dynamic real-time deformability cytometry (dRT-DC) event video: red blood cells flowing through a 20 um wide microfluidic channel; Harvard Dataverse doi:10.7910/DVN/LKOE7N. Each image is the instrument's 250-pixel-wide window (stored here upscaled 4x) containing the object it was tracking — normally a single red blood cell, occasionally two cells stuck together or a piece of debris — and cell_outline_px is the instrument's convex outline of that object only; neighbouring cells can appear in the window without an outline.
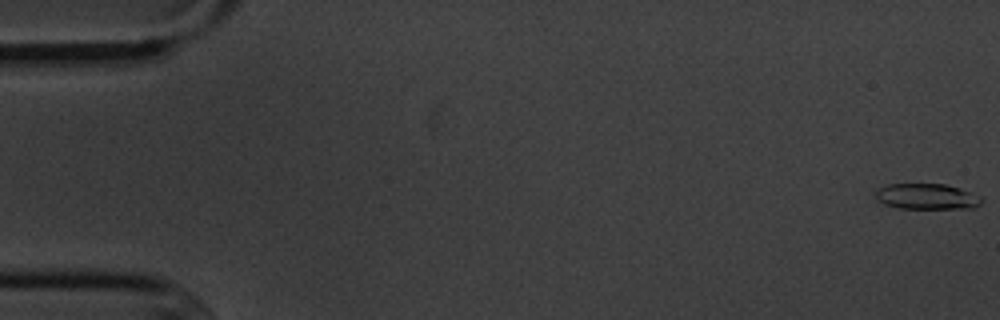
{"species": "common noctule bat (a hibernating species)", "species_latin": "Nyctalus noctula", "temperature_condition": "cold", "stored_images_in_passage": 8, "camera_frame_rate_fps": 3000, "um_per_image_px": 0.085, "animal": {"sex": "male", "body_mass_g": 20.1, "forearm_length_mm": 53.5}, "frame": {"image": 1, "passage_image": 1, "time_ms": 0.0, "image_size_px": [1000, 320], "cell_outline_px": [[984, 200], [980, 204], [972, 208], [900, 208], [884, 204], [876, 200], [876, 188], [888, 184], [944, 184], [960, 188], [980, 196]], "centroid_in_image_um": [78.76, 16.7], "position_along_channel_um": 6.2, "area_um2": 15.9}}
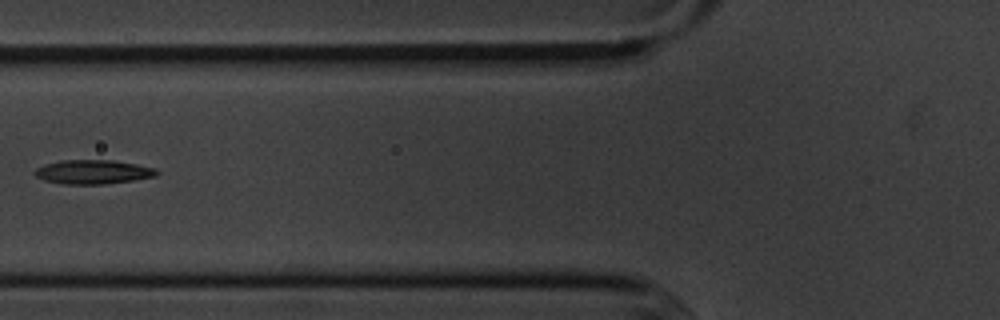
{"frame": {"image": 2, "passage_image": 7, "time_ms": 7.0, "image_size_px": [1000, 320], "cell_outline_px": [[160, 172], [156, 176], [132, 180], [104, 184], [64, 184], [44, 180], [36, 176], [32, 172], [36, 168], [44, 164], [60, 160], [112, 160], [136, 164], [156, 168]], "centroid_in_image_um": [7.89, 14.61], "position_along_channel_um": 117.9, "area_um2": 17.17}}
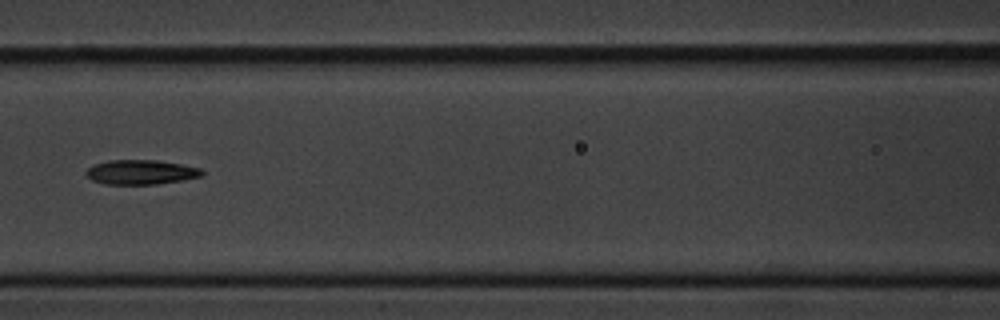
{"frame": {"image": 3, "passage_image": 8, "time_ms": 8.0, "image_size_px": [1000, 320], "cell_outline_px": [[204, 172], [200, 176], [180, 180], [156, 184], [104, 184], [92, 180], [84, 172], [92, 164], [108, 160], [156, 160], [180, 164], [200, 168]], "centroid_in_image_um": [11.91, 14.62], "position_along_channel_um": 154.7, "area_um2": 16.47}}